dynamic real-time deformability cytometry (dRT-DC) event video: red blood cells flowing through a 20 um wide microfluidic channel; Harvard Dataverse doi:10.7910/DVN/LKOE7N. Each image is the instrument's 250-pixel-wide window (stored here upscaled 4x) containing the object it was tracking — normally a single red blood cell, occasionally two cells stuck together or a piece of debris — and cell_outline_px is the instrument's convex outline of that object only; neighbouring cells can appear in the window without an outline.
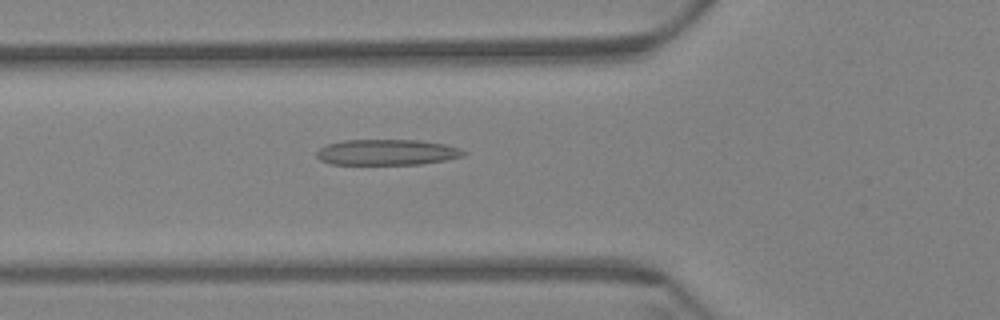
{"species": "Egyptian fruit bat (a non-hibernating species)", "species_latin": "Rousettus aegyptiacus", "temperature_condition": "warm", "stored_images_in_passage": 59, "camera_frame_rate_fps": 3000, "um_per_image_px": 0.085, "animal": {"sex": "female"}, "frame": {"image": 1, "passage_image": 21, "time_ms": 6.667, "image_size_px": [1000, 320], "cell_outline_px": [[468, 152], [464, 156], [444, 160], [420, 164], [332, 164], [320, 160], [316, 156], [316, 152], [320, 148], [328, 144], [344, 140], [420, 140], [444, 144], [460, 148]], "centroid_in_image_um": [32.91, 12.94], "position_along_channel_um": 92.9, "area_um2": 22.02}}
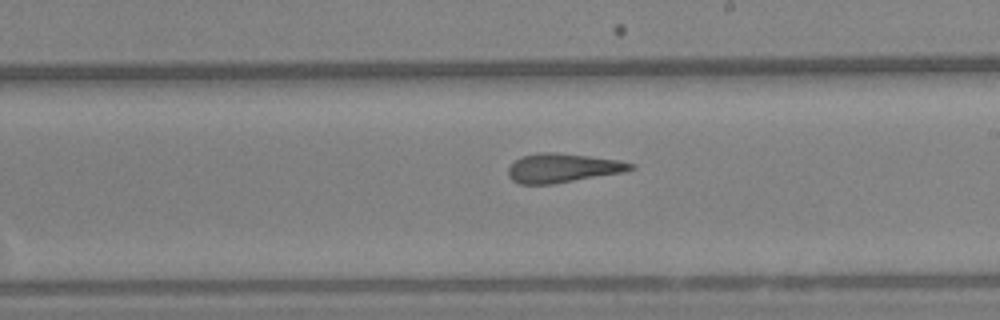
{"frame": {"image": 2, "passage_image": 34, "time_ms": 11.0, "image_size_px": [1000, 320], "cell_outline_px": [[636, 168], [624, 172], [552, 184], [520, 184], [512, 180], [508, 176], [508, 168], [516, 160], [524, 156], [540, 152], [556, 152], [620, 160], [636, 164]], "centroid_in_image_um": [47.86, 14.28], "position_along_channel_um": 241.1, "area_um2": 20.69}}
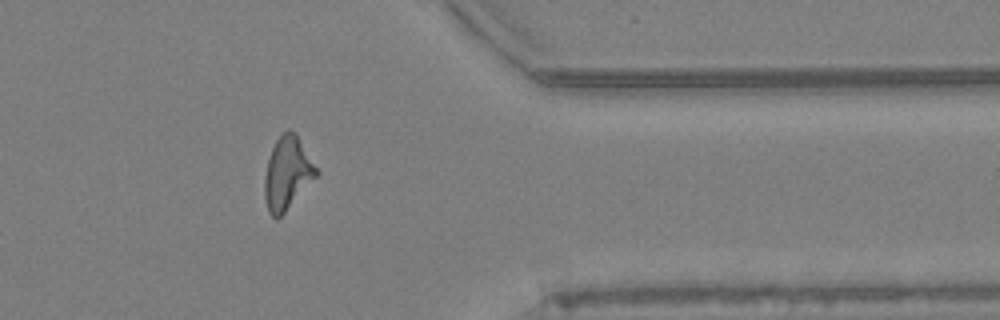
{"frame": {"image": 3, "passage_image": 48, "time_ms": 15.667, "image_size_px": [1000, 320], "cell_outline_px": [[320, 172], [284, 212], [276, 220], [268, 212], [264, 200], [264, 176], [268, 160], [272, 148], [276, 140], [288, 128], [296, 136]], "centroid_in_image_um": [24.39, 14.76], "position_along_channel_um": 387.0, "area_um2": 21.44}, "authors_computed_cell_mechanics": {"area_um2": 21.3282, "velocity_mm_per_s": 3.4326, "shape_relaxation_time_tau1_ms": null, "shape_relaxation_time_tau2_ms": 2.2706, "deformation_change_tau1": null, "deformation_change_tau2": 0.1319}}